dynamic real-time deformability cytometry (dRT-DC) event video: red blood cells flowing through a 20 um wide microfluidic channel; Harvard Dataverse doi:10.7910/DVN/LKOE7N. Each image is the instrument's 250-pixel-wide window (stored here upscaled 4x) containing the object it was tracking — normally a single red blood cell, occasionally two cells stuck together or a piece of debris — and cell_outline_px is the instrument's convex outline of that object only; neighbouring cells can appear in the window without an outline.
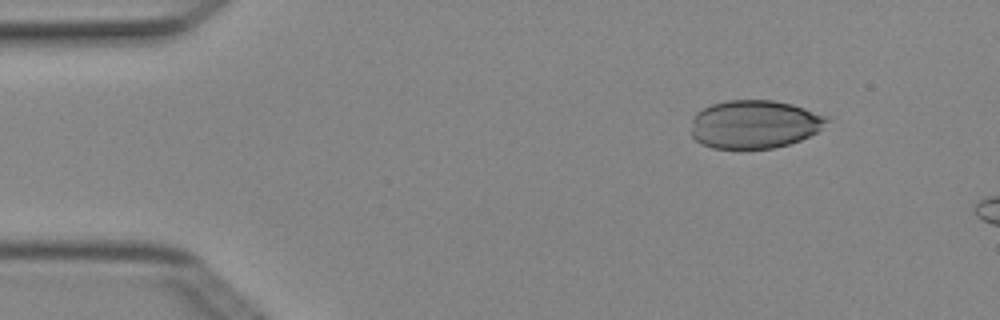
{"species": "Egyptian fruit bat (a non-hibernating species)", "species_latin": "Rousettus aegyptiacus", "temperature_condition": "cold", "stored_images_in_passage": 4, "camera_frame_rate_fps": 3000, "um_per_image_px": 0.085, "animal": {"sex": "female"}, "frame": {"image": 1, "passage_image": 2, "time_ms": 0.333, "image_size_px": [1000, 320], "cell_outline_px": [[828, 120], [816, 132], [800, 140], [788, 144], [772, 148], [712, 148], [700, 144], [692, 136], [692, 120], [696, 112], [712, 104], [728, 100], [772, 100], [792, 104], [828, 116]], "centroid_in_image_um": [64.1, 10.56], "position_along_channel_um": 20.9, "area_um2": 37.97}}